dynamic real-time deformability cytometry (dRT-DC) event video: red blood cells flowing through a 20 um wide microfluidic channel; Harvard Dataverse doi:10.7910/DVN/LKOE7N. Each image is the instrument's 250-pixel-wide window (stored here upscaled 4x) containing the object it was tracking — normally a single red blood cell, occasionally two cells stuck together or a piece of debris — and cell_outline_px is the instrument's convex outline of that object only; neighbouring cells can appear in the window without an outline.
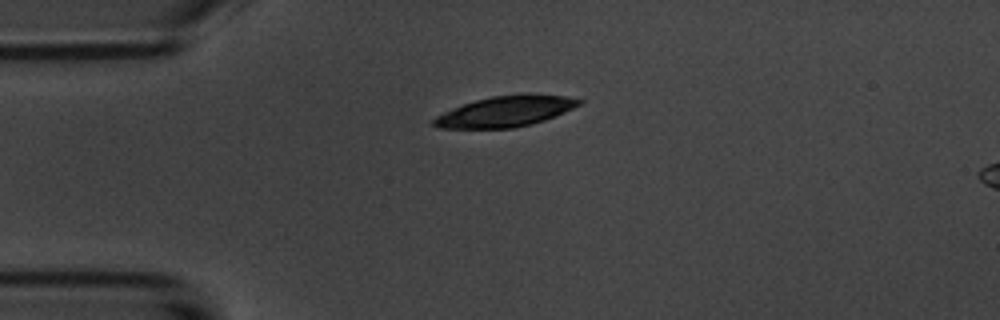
{"species": "common noctule bat (a hibernating species)", "species_latin": "Nyctalus noctula", "temperature_condition": "room temperature", "stored_images_in_passage": 2, "camera_frame_rate_fps": 3000, "um_per_image_px": 0.085, "animal": {"sex": "male", "body_mass_g": 20.1, "forearm_length_mm": 53.5}, "frame": {"image": 1, "passage_image": 1, "time_ms": 0.0, "image_size_px": [1000, 320], "cell_outline_px": [[584, 100], [580, 104], [564, 112], [544, 120], [532, 124], [512, 128], [440, 128], [432, 124], [432, 120], [436, 116], [444, 112], [464, 104], [476, 100], [492, 96], [528, 92], [564, 96]], "centroid_in_image_um": [42.99, 9.45], "position_along_channel_um": 42.0, "area_um2": 26.01}}